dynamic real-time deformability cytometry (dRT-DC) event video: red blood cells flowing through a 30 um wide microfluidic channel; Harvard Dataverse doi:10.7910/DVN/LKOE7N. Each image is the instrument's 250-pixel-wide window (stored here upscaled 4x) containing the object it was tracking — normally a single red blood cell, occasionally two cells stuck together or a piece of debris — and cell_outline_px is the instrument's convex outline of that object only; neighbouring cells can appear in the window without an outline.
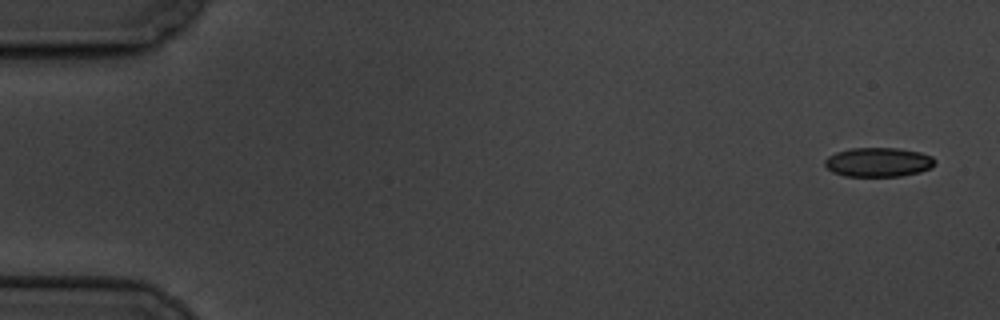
{"species": "common noctule bat (a hibernating species)", "species_latin": "Nyctalus noctula", "temperature_condition": "cold", "stored_images_in_passage": 6, "camera_frame_rate_fps": 3000, "um_per_image_px": 0.085, "animal": {"sex": "male", "body_mass_g": 19.5, "forearm_length_mm": 54.6}, "frame": {"image": 1, "passage_image": 1, "time_ms": 0.0, "image_size_px": [1000, 320], "cell_outline_px": [[936, 164], [932, 168], [920, 172], [900, 176], [844, 176], [832, 172], [824, 164], [824, 160], [828, 156], [836, 152], [852, 148], [900, 148], [920, 152], [932, 156], [936, 160]], "centroid_in_image_um": [74.68, 13.78], "position_along_channel_um": 10.3, "area_um2": 18.96}}